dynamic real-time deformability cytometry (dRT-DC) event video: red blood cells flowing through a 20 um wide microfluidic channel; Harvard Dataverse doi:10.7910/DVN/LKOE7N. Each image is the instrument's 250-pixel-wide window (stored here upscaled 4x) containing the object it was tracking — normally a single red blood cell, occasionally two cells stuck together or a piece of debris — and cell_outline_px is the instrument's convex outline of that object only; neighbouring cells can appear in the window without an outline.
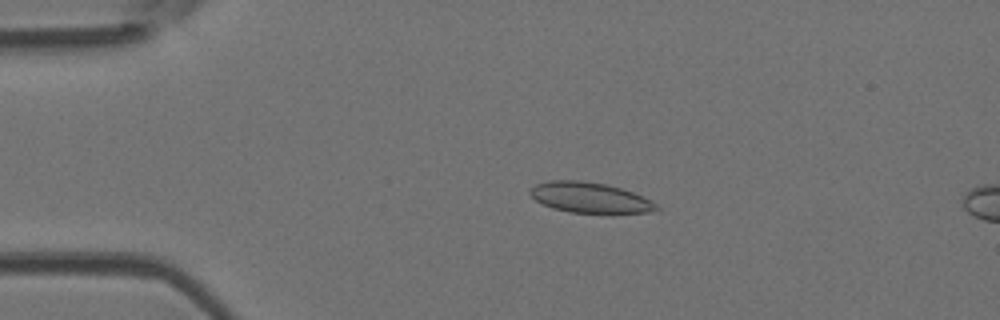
{"species": "Egyptian fruit bat (a non-hibernating species)", "species_latin": "Rousettus aegyptiacus", "temperature_condition": "room temperature", "stored_images_in_passage": 53, "camera_frame_rate_fps": 3000, "um_per_image_px": 0.085, "animal": {"sex": "female"}, "frame": {"image": 1, "passage_image": 11, "time_ms": 3.333, "image_size_px": [1000, 320], "cell_outline_px": [[660, 208], [648, 212], [612, 216], [568, 212], [552, 208], [536, 200], [528, 192], [536, 184], [548, 180], [580, 180], [604, 184], [620, 188], [632, 192], [656, 204]], "centroid_in_image_um": [50.15, 16.85], "position_along_channel_um": 34.8, "area_um2": 23.0}}
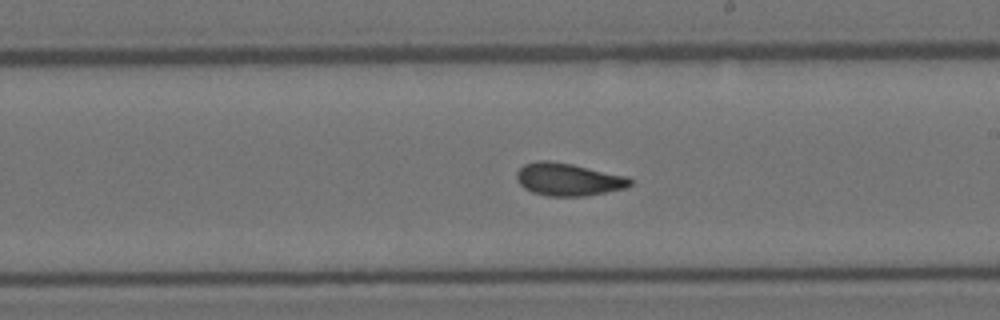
{"frame": {"image": 2, "passage_image": 30, "time_ms": 9.667, "image_size_px": [1000, 320], "cell_outline_px": [[632, 184], [624, 188], [584, 196], [548, 196], [532, 192], [524, 188], [516, 180], [516, 172], [524, 164], [536, 160], [548, 160], [572, 164], [628, 176], [632, 180]], "centroid_in_image_um": [48.27, 15.24], "position_along_channel_um": 240.7, "area_um2": 21.62}}
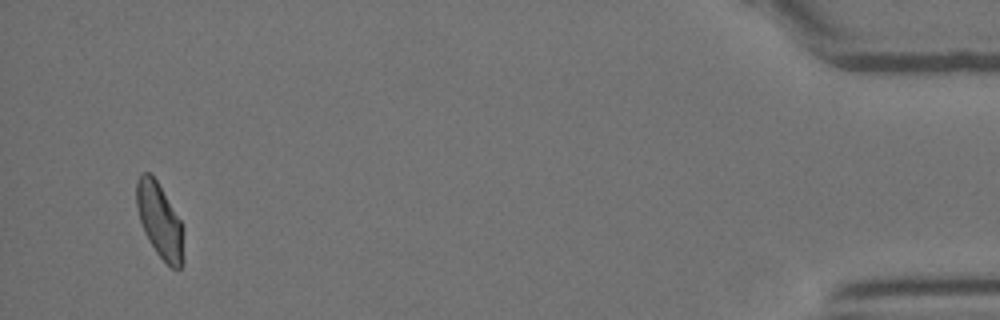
{"frame": {"image": 3, "passage_image": 50, "time_ms": 16.333, "image_size_px": [1000, 320], "cell_outline_px": [[184, 260], [180, 268], [172, 268], [156, 252], [148, 240], [144, 232], [140, 220], [136, 204], [136, 180], [140, 172], [148, 172], [156, 180], [180, 220]], "centroid_in_image_um": [13.54, 18.74], "position_along_channel_um": 421.7, "area_um2": 20.06}, "authors_computed_cell_mechanics": {"area_um2": 21.5016, "velocity_mm_per_s": 3.8921, "shape_relaxation_time_tau1_ms": 11.1972, "shape_relaxation_time_tau2_ms": 1.497, "deformation_change_tau1": 0.1857, "deformation_change_tau2": 0.054}}